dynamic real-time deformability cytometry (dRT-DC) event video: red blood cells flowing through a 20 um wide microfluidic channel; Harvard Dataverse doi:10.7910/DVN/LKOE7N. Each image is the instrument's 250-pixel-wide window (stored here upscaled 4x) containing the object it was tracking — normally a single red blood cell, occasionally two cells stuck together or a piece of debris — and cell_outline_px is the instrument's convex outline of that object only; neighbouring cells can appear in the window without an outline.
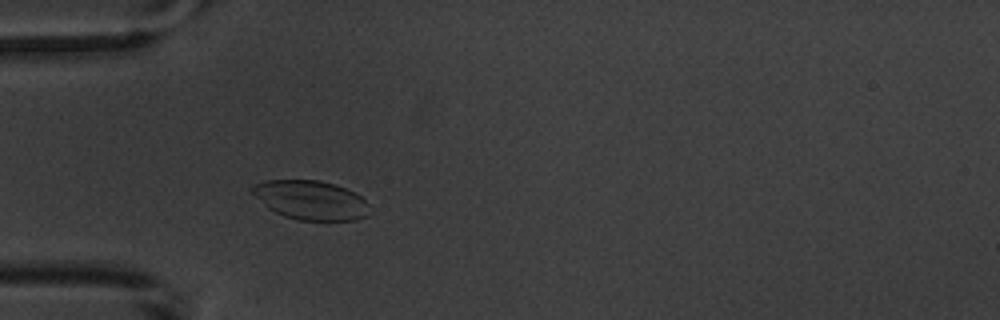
{"species": "common noctule bat (a hibernating species)", "species_latin": "Nyctalus noctula", "temperature_condition": "warm", "stored_images_in_passage": 3, "camera_frame_rate_fps": 3000, "um_per_image_px": 0.085, "animal": {"sex": "male", "body_mass_g": 20.1, "forearm_length_mm": 53.5}, "frame": {"image": 1, "passage_image": 3, "time_ms": 2.333, "image_size_px": [1000, 320], "cell_outline_px": [[368, 216], [356, 220], [296, 220], [284, 216], [268, 208], [248, 192], [248, 188], [252, 184], [264, 180], [320, 180], [356, 192], [368, 204]], "centroid_in_image_um": [26.34, 17.0], "position_along_channel_um": 58.7, "area_um2": 27.05}}